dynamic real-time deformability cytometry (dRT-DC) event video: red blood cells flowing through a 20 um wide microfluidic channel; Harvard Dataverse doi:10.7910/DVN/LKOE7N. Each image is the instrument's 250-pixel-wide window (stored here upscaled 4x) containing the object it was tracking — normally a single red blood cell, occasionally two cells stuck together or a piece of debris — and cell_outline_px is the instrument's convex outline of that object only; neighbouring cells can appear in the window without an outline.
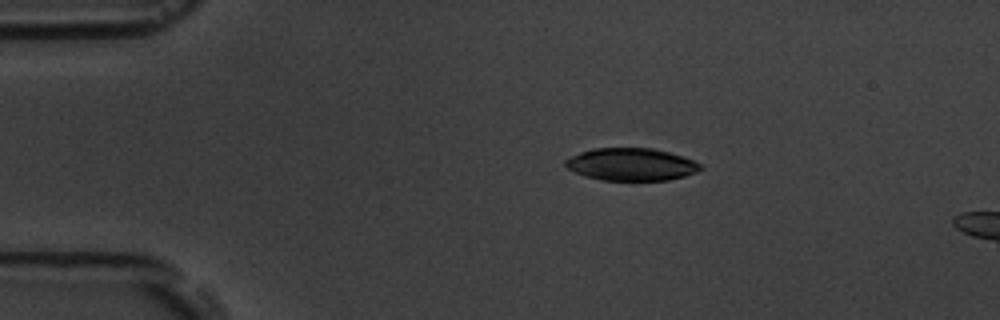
{"species": "common noctule bat (a hibernating species)", "species_latin": "Nyctalus noctula", "temperature_condition": "room temperature", "stored_images_in_passage": 5, "camera_frame_rate_fps": 3000, "um_per_image_px": 0.085, "animal": {"sex": "male", "body_mass_g": 19.5, "forearm_length_mm": 54.6}, "frame": {"image": 1, "passage_image": 3, "time_ms": 3.333, "image_size_px": [1000, 320], "cell_outline_px": [[704, 168], [696, 172], [684, 176], [668, 180], [600, 180], [576, 172], [568, 168], [564, 164], [564, 160], [580, 152], [592, 148], [652, 148], [668, 152], [692, 160], [700, 164]], "centroid_in_image_um": [53.65, 13.97], "position_along_channel_um": 31.4, "area_um2": 25.32}}